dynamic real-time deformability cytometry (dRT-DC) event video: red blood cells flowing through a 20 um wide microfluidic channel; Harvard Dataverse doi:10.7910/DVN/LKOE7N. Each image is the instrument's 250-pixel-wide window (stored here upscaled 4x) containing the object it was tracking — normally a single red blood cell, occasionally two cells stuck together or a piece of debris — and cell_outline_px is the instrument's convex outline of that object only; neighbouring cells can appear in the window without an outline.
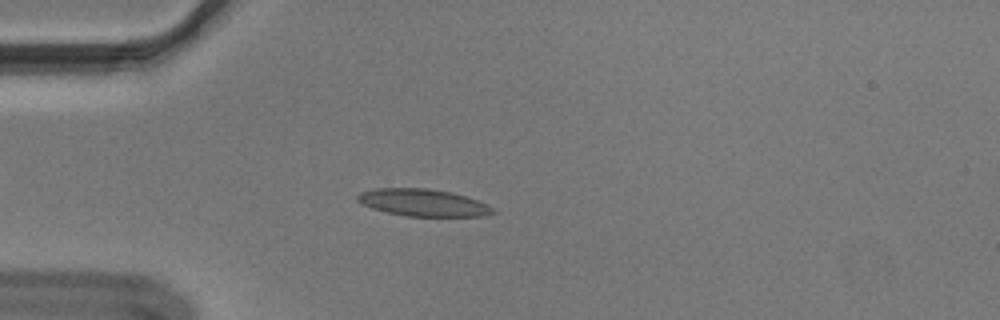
{"species": "Egyptian fruit bat (a non-hibernating species)", "species_latin": "Rousettus aegyptiacus", "temperature_condition": "cold", "stored_images_in_passage": 50, "segment_of_instrument_passage": [1, 2], "camera_frame_rate_fps": 3000, "um_per_image_px": 0.085, "animal": {"sex": "male"}, "frame": {"image": 1, "passage_image": 10, "time_ms": 3.0, "image_size_px": [1000, 320], "cell_outline_px": [[496, 212], [484, 216], [404, 216], [372, 208], [356, 200], [356, 196], [360, 192], [376, 188], [428, 188], [452, 192], [488, 204], [496, 208]], "centroid_in_image_um": [35.98, 17.22], "position_along_channel_um": 49.0, "area_um2": 21.44}}
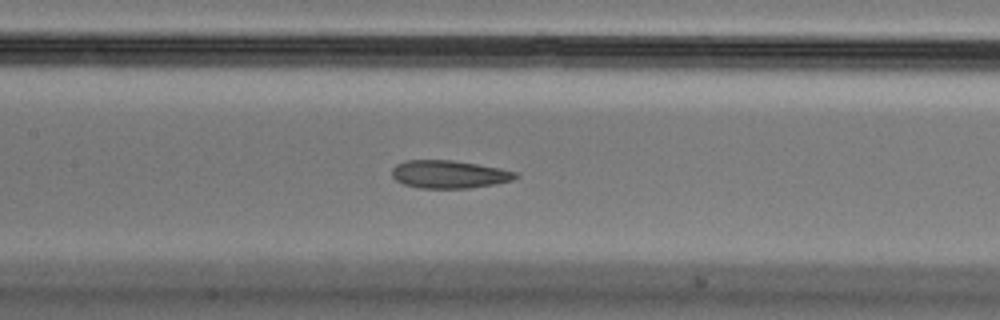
{"frame": {"image": 2, "passage_image": 21, "time_ms": 6.667, "image_size_px": [1000, 320], "cell_outline_px": [[520, 176], [512, 180], [496, 184], [472, 188], [416, 188], [404, 184], [396, 180], [392, 176], [392, 168], [396, 164], [404, 160], [452, 160], [500, 168], [520, 172]], "centroid_in_image_um": [38.2, 14.82], "position_along_channel_um": 169.2, "area_um2": 20.35}}
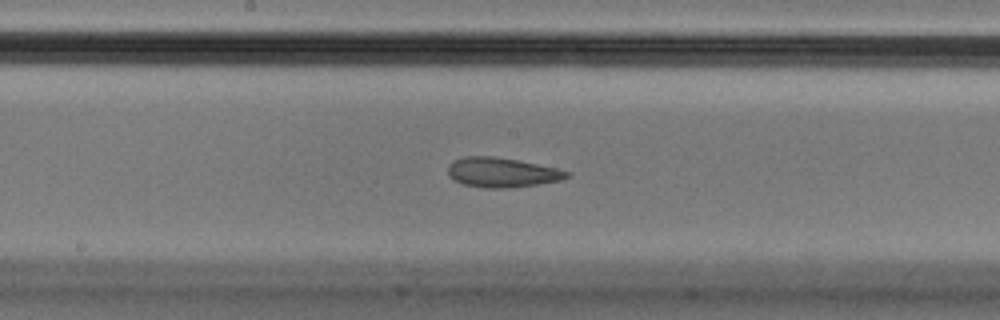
{"frame": {"image": 3, "passage_image": 24, "time_ms": 7.667, "image_size_px": [1000, 320], "cell_outline_px": [[572, 176], [560, 180], [512, 188], [488, 188], [464, 184], [452, 180], [448, 176], [448, 164], [464, 156], [492, 156], [516, 160], [556, 168], [572, 172]], "centroid_in_image_um": [42.66, 14.66], "position_along_channel_um": 205.5, "area_um2": 20.52}}